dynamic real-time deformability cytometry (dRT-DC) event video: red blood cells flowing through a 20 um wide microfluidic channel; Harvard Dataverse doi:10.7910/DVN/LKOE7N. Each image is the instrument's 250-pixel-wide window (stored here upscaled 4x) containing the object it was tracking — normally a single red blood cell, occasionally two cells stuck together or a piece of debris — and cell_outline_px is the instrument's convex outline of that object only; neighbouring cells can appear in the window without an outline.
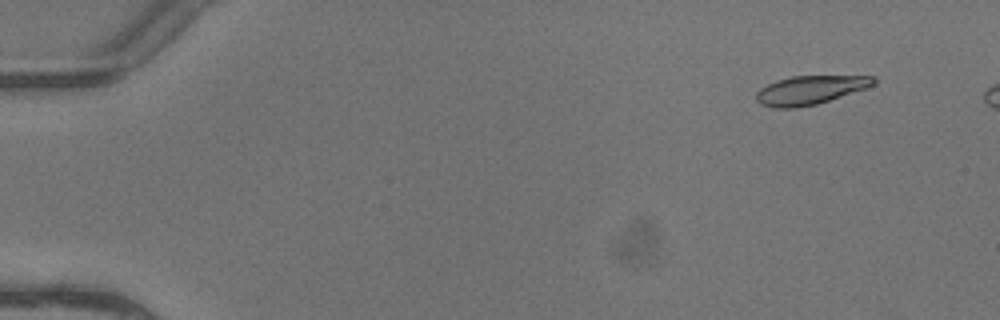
{"species": "common noctule bat (a hibernating species)", "species_latin": "Nyctalus noctula", "temperature_condition": "warm", "stored_images_in_passage": 6, "camera_frame_rate_fps": 3000, "um_per_image_px": 0.085, "animal": {"sex": "female"}, "frame": {"image": 1, "passage_image": 2, "time_ms": 0.333, "image_size_px": [1000, 320], "cell_outline_px": [[876, 84], [816, 104], [792, 108], [772, 108], [760, 104], [756, 100], [756, 92], [760, 88], [776, 80], [792, 76], [876, 76]], "centroid_in_image_um": [68.81, 7.65], "position_along_channel_um": 16.2, "area_um2": 19.42}}
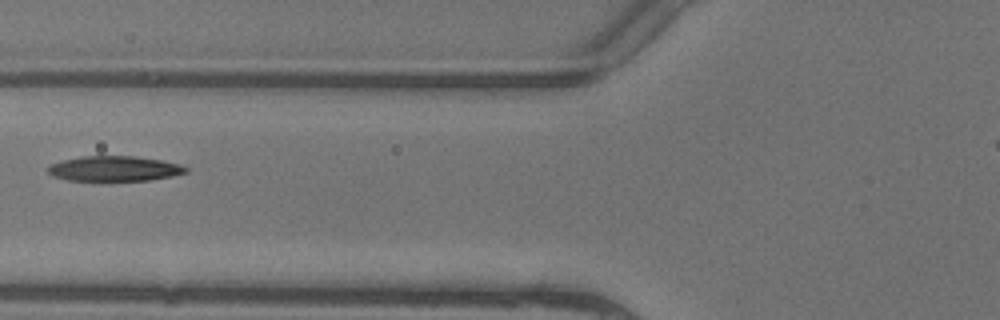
{"frame": {"image": 2, "passage_image": 6, "time_ms": 1.667, "image_size_px": [1000, 320], "cell_outline_px": [[188, 172], [172, 176], [152, 180], [68, 180], [52, 176], [48, 172], [48, 168], [52, 164], [64, 160], [80, 156], [136, 156], [160, 160], [180, 164], [188, 168]], "centroid_in_image_um": [9.75, 14.33], "position_along_channel_um": 116.0, "area_um2": 20.06}}